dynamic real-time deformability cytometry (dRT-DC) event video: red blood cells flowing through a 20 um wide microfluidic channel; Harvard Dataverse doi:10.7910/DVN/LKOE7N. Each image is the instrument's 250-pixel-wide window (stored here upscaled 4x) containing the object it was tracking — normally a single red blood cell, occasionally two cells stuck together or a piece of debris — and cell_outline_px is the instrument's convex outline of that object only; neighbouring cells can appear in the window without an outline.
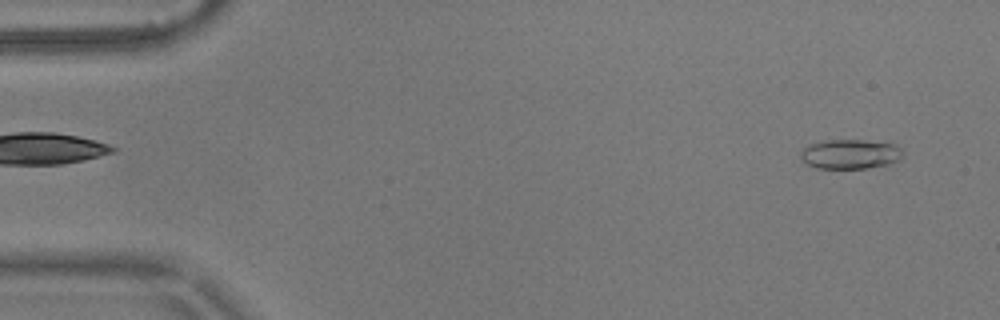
{"species": "common noctule bat (a hibernating species)", "species_latin": "Nyctalus noctula", "temperature_condition": "warm", "stored_images_in_passage": 8, "camera_frame_rate_fps": 3000, "um_per_image_px": 0.085, "animal": {"sex": "male", "body_mass_g": 17.9}, "frame": {"image": 1, "passage_image": 1, "time_ms": 0.0, "image_size_px": [1000, 320], "cell_outline_px": [[900, 160], [888, 164], [864, 168], [816, 168], [808, 164], [800, 156], [800, 152], [808, 144], [824, 140], [892, 140], [900, 148]], "centroid_in_image_um": [72.31, 13.06], "position_along_channel_um": 12.7, "area_um2": 17.86}}
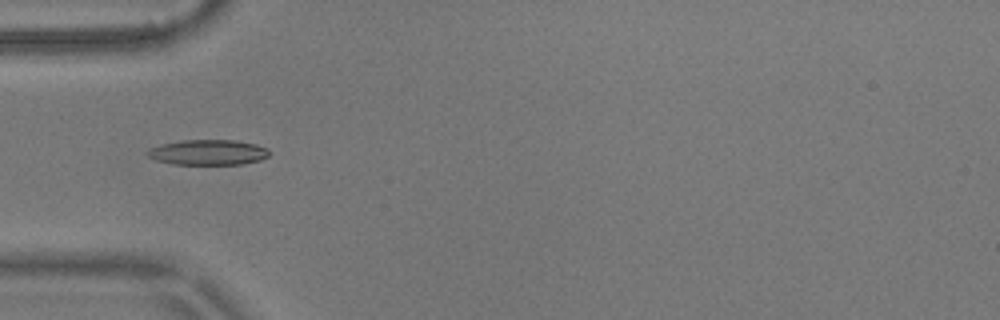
{"frame": {"image": 2, "passage_image": 4, "time_ms": 1.0, "image_size_px": [1000, 320], "cell_outline_px": [[272, 152], [268, 156], [260, 160], [240, 164], [176, 164], [156, 160], [148, 156], [148, 148], [160, 144], [184, 140], [236, 140], [256, 144], [268, 148]], "centroid_in_image_um": [17.72, 12.94], "position_along_channel_um": 67.3, "area_um2": 17.98}}
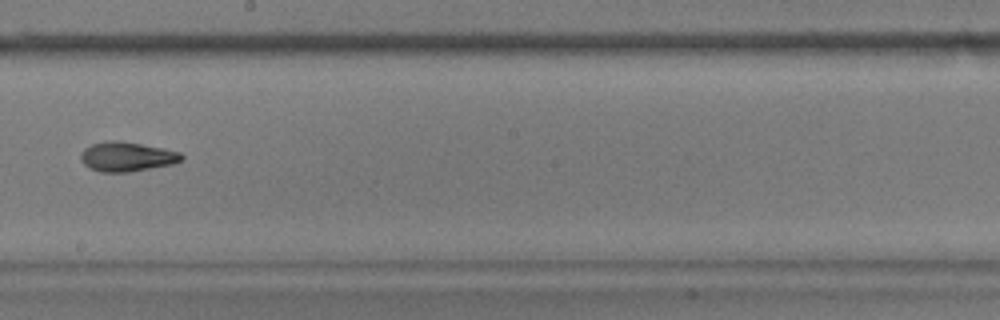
{"frame": {"image": 3, "passage_image": 8, "time_ms": 2.333, "image_size_px": [1000, 320], "cell_outline_px": [[184, 156], [180, 160], [172, 164], [128, 172], [100, 172], [88, 168], [80, 160], [80, 152], [84, 148], [92, 144], [108, 140], [116, 140], [140, 144], [180, 152]], "centroid_in_image_um": [10.71, 13.32], "position_along_channel_um": 237.5, "area_um2": 17.22}}